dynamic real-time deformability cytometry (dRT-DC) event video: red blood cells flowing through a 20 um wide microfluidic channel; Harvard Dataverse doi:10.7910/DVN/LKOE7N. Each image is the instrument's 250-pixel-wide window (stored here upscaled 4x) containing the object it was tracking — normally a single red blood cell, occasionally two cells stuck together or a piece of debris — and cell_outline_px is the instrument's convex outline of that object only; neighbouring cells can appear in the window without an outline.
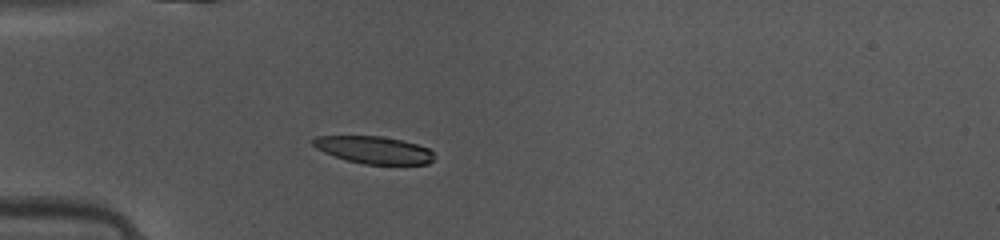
{"species": "common noctule bat (a hibernating species)", "species_latin": "Nyctalus noctula", "temperature_condition": "warm", "stored_images_in_passage": 35, "camera_frame_rate_fps": 3000, "um_per_image_px": 0.085, "animal": {"sex": "female", "body_mass_g": 10.0, "forearm_length_mm": 53.1}, "frame": {"image": 1, "passage_image": 1, "time_ms": 0.0, "image_size_px": [1000, 240], "cell_outline_px": [[436, 156], [428, 164], [364, 164], [348, 160], [324, 152], [316, 148], [312, 144], [312, 140], [316, 136], [384, 136], [416, 144], [428, 148]], "centroid_in_image_um": [31.79, 12.74], "position_along_channel_um": 53.2, "area_um2": 19.13}}
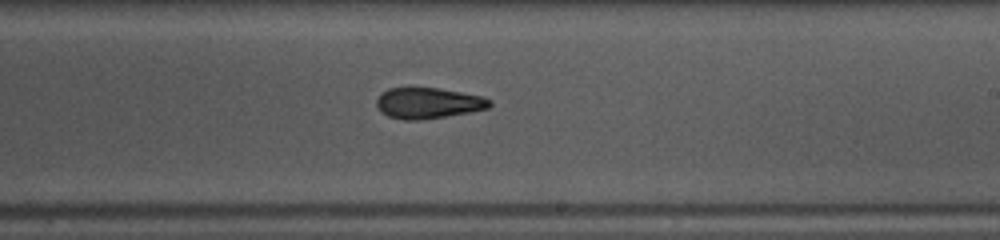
{"frame": {"image": 2, "passage_image": 16, "time_ms": 5.0, "image_size_px": [1000, 240], "cell_outline_px": [[492, 104], [488, 108], [468, 112], [420, 120], [404, 120], [388, 116], [380, 112], [376, 104], [376, 100], [380, 92], [388, 88], [436, 88], [484, 96], [492, 100]], "centroid_in_image_um": [36.37, 8.76], "position_along_channel_um": 252.6, "area_um2": 20.35}}
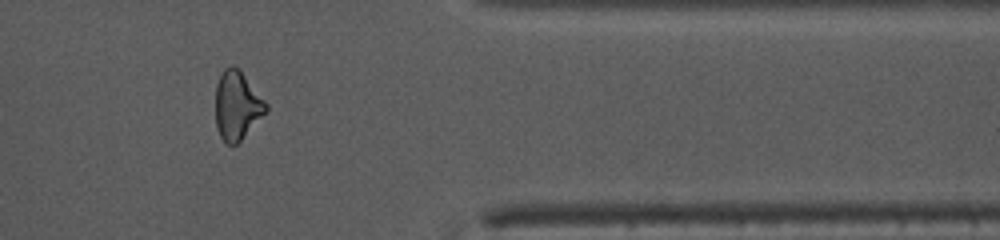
{"frame": {"image": 3, "passage_image": 27, "time_ms": 8.667, "image_size_px": [1000, 240], "cell_outline_px": [[268, 112], [236, 144], [228, 144], [220, 136], [216, 128], [216, 84], [224, 68], [232, 64], [240, 68], [268, 104]], "centroid_in_image_um": [20.17, 8.93], "position_along_channel_um": 391.2, "area_um2": 20.4}, "authors_computed_cell_mechanics": {"area_um2": 20.4034, "velocity_mm_per_s": 4.1583, "shape_relaxation_time_tau1_ms": 5.8502, "shape_relaxation_time_tau2_ms": 3.4825, "deformation_change_tau1": 0.1768, "deformation_change_tau2": 0.1278}}